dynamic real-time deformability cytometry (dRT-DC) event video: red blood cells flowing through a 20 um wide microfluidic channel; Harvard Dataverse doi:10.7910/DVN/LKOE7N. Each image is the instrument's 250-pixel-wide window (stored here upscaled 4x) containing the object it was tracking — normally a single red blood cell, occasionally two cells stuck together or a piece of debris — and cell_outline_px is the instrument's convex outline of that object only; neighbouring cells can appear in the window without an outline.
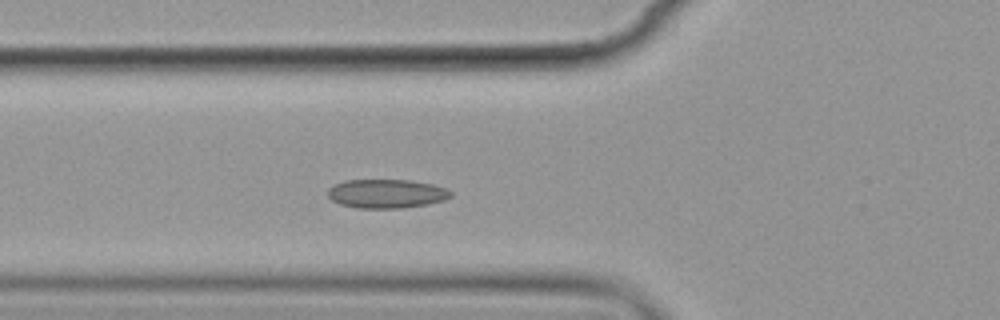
{"species": "common noctule bat (a hibernating species)", "species_latin": "Nyctalus noctula", "temperature_condition": "cold", "stored_images_in_passage": 5, "camera_frame_rate_fps": 3000, "um_per_image_px": 0.085, "animal": {"sex": "female", "body_mass_g": 19.9}, "frame": {"image": 1, "passage_image": 5, "time_ms": 4.667, "image_size_px": [1000, 320], "cell_outline_px": [[452, 196], [444, 200], [428, 204], [400, 208], [356, 208], [340, 204], [332, 200], [328, 196], [328, 188], [332, 184], [344, 180], [412, 180], [432, 184], [444, 188], [452, 192]], "centroid_in_image_um": [32.82, 16.46], "position_along_channel_um": 93.0, "area_um2": 20.81}}